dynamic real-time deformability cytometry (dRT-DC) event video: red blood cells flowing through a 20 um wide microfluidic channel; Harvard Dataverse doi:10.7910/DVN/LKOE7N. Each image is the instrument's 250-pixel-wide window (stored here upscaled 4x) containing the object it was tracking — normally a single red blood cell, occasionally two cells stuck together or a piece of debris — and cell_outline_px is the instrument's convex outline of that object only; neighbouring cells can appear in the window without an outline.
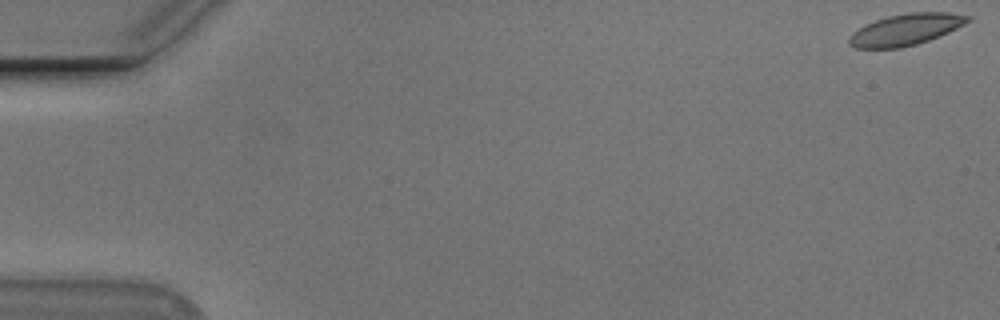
{"species": "Egyptian fruit bat (a non-hibernating species)", "species_latin": "Rousettus aegyptiacus", "temperature_condition": "cold", "stored_images_in_passage": 50, "camera_frame_rate_fps": 3000, "um_per_image_px": 0.085, "animal": {"sex": "male"}, "frame": {"image": 1, "passage_image": 1, "time_ms": 0.0, "image_size_px": [1000, 320], "cell_outline_px": [[972, 20], [948, 32], [928, 40], [916, 44], [900, 48], [856, 48], [848, 44], [848, 36], [852, 32], [876, 20], [888, 16], [908, 12], [948, 12], [972, 16]], "centroid_in_image_um": [76.99, 2.51], "position_along_channel_um": 8.0, "area_um2": 21.62}}
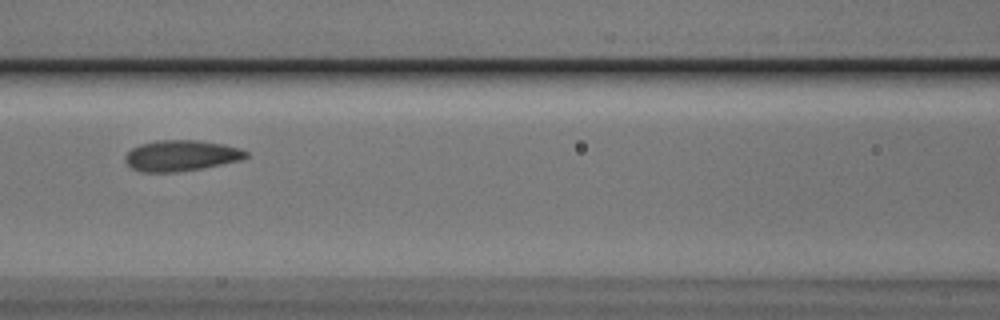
{"frame": {"image": 2, "passage_image": 25, "time_ms": 8.0, "image_size_px": [1000, 320], "cell_outline_px": [[248, 156], [240, 160], [200, 168], [176, 172], [140, 172], [132, 168], [124, 160], [124, 156], [132, 148], [140, 144], [156, 140], [196, 140], [224, 144], [240, 148], [248, 152]], "centroid_in_image_um": [15.37, 13.22], "position_along_channel_um": 151.2, "area_um2": 21.68}}
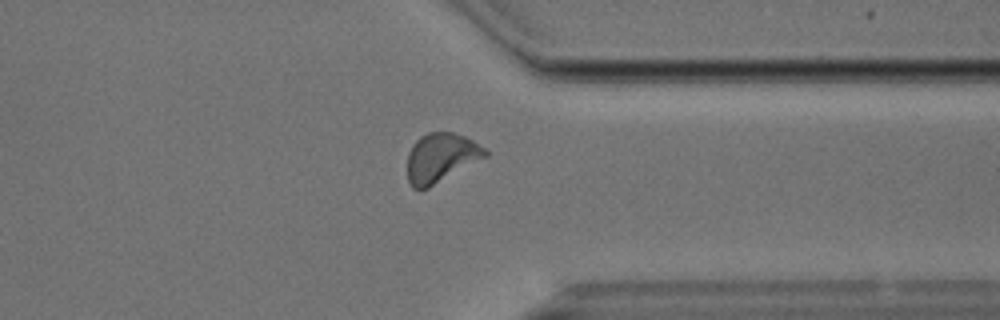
{"frame": {"image": 3, "passage_image": 43, "time_ms": 14.0, "image_size_px": [1000, 320], "cell_outline_px": [[488, 156], [428, 188], [412, 188], [408, 180], [408, 152], [412, 144], [420, 136], [428, 132], [452, 132], [464, 136], [472, 140], [484, 148], [488, 152]], "centroid_in_image_um": [37.47, 13.39], "position_along_channel_um": 373.9, "area_um2": 22.2}}